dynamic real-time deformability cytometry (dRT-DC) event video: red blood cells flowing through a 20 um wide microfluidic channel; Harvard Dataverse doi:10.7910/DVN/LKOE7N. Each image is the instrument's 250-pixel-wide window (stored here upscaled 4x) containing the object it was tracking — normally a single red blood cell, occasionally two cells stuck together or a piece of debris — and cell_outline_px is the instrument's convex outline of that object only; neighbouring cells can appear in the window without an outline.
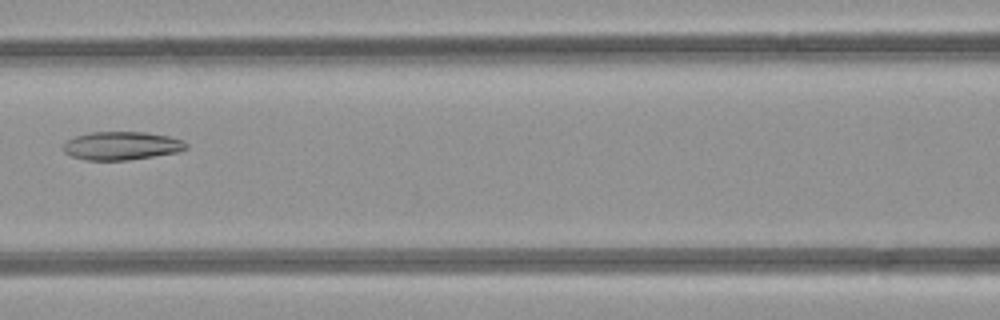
{"species": "common noctule bat (a hibernating species)", "species_latin": "Nyctalus noctula", "temperature_condition": "room temperature", "stored_images_in_passage": 4, "camera_frame_rate_fps": 3000, "um_per_image_px": 0.085, "animal": {"sex": "female", "body_mass_g": 21.9}, "frame": {"image": 1, "passage_image": 4, "time_ms": 3.333, "image_size_px": [1000, 320], "cell_outline_px": [[188, 148], [180, 152], [128, 160], [84, 160], [72, 156], [64, 152], [64, 144], [68, 140], [76, 136], [92, 132], [148, 132], [168, 136], [184, 140], [188, 144]], "centroid_in_image_um": [10.39, 12.39], "position_along_channel_um": 156.2, "area_um2": 20.35}}